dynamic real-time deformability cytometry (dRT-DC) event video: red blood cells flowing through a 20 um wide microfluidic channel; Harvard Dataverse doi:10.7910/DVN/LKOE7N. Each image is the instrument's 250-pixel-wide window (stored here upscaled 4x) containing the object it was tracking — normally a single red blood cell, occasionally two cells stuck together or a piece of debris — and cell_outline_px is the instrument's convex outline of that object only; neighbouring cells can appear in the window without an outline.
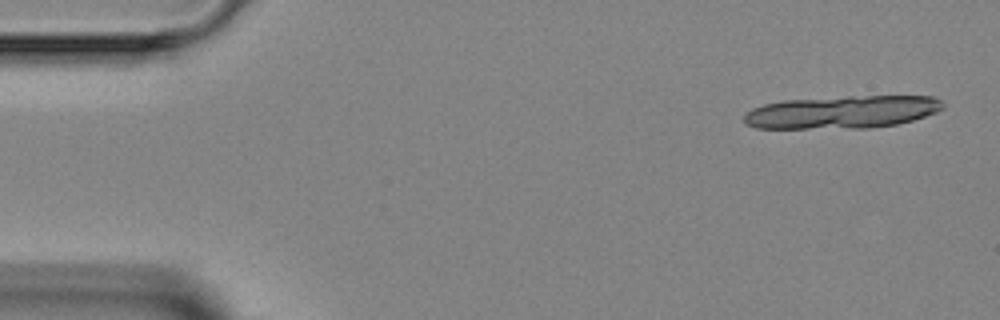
{"species": "Egyptian fruit bat (a non-hibernating species)", "species_latin": "Rousettus aegyptiacus", "temperature_condition": "room temperature", "stored_images_in_passage": 4, "camera_frame_rate_fps": 3000, "um_per_image_px": 0.085, "animal": {"sex": "female"}, "frame": {"image": 1, "passage_image": 1, "time_ms": 0.0, "image_size_px": [1000, 320], "cell_outline_px": [[944, 108], [936, 112], [912, 120], [896, 124], [868, 128], [756, 128], [748, 124], [744, 120], [744, 116], [752, 108], [764, 104], [784, 100], [848, 96], [936, 96], [944, 104]], "centroid_in_image_um": [71.6, 9.52], "position_along_channel_um": 13.4, "area_um2": 37.92}}